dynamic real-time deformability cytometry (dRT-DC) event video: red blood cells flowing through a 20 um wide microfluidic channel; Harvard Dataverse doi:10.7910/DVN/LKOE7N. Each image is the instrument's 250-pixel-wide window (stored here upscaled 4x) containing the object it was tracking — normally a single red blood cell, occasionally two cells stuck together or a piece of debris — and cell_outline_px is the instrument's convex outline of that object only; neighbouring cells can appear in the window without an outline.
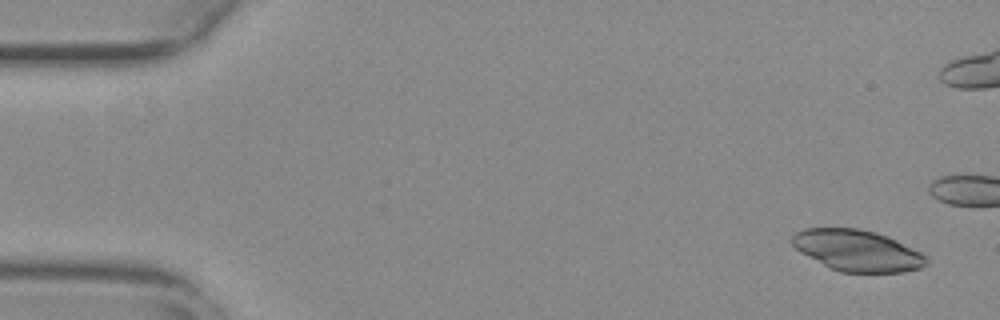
{"species": "common noctule bat (a hibernating species)", "species_latin": "Nyctalus noctula", "temperature_condition": "warm", "stored_images_in_passage": 17, "camera_frame_rate_fps": 3000, "um_per_image_px": 0.085, "animal": {"sex": "female", "body_mass_g": 29.2, "forearm_length_mm": 56.3}, "frame": {"image": 1, "passage_image": 3, "time_ms": 0.667, "image_size_px": [1000, 320], "cell_outline_px": [[928, 264], [920, 268], [904, 272], [840, 272], [828, 268], [800, 252], [792, 244], [792, 236], [796, 232], [804, 228], [860, 228], [876, 232], [896, 240], [920, 252], [928, 260]], "centroid_in_image_um": [72.85, 21.3], "position_along_channel_um": 12.2, "area_um2": 32.25}}